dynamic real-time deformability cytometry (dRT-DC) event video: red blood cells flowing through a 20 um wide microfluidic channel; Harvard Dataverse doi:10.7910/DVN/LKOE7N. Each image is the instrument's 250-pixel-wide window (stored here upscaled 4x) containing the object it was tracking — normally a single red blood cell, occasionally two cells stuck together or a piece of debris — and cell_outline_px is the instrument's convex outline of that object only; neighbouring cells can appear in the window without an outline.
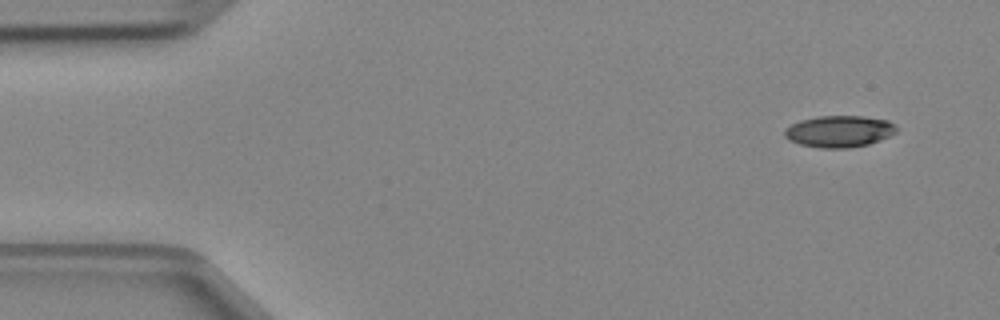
{"species": "Egyptian fruit bat (a non-hibernating species)", "species_latin": "Rousettus aegyptiacus", "temperature_condition": "cold", "stored_images_in_passage": 4, "camera_frame_rate_fps": 3000, "um_per_image_px": 0.085, "animal": {"sex": "female"}, "frame": {"image": 1, "passage_image": 1, "time_ms": 0.0, "image_size_px": [1000, 320], "cell_outline_px": [[896, 132], [880, 140], [868, 144], [848, 148], [820, 148], [800, 144], [788, 140], [784, 136], [784, 128], [800, 120], [820, 116], [864, 116], [888, 120], [896, 124]], "centroid_in_image_um": [71.32, 11.16], "position_along_channel_um": 13.7, "area_um2": 20.69}}
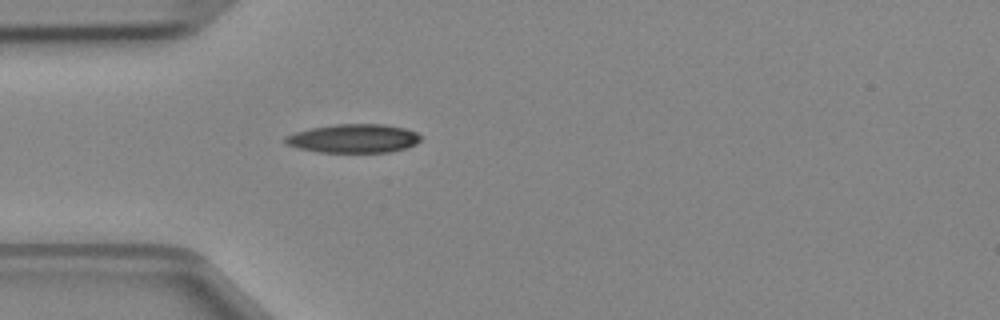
{"frame": {"image": 2, "passage_image": 4, "time_ms": 1.0, "image_size_px": [1000, 320], "cell_outline_px": [[420, 140], [416, 144], [404, 148], [388, 152], [316, 152], [300, 148], [288, 144], [284, 140], [284, 136], [296, 132], [312, 128], [336, 124], [384, 124], [404, 128], [416, 132], [420, 136]], "centroid_in_image_um": [30.06, 11.77], "position_along_channel_um": 54.9, "area_um2": 22.43}}